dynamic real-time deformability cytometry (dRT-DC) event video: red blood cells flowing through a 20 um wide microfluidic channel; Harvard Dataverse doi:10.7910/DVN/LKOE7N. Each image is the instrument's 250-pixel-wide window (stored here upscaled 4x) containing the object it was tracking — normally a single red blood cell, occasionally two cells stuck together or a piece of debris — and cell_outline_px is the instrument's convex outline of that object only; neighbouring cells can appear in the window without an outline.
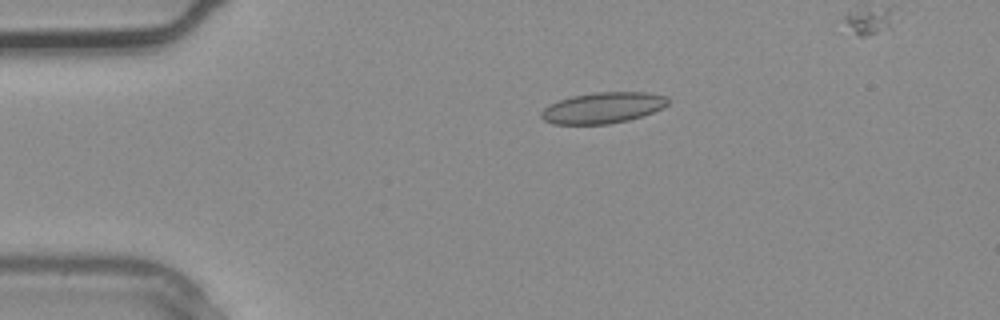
{"species": "common noctule bat (a hibernating species)", "species_latin": "Nyctalus noctula", "temperature_condition": "warm", "stored_images_in_passage": 3, "camera_frame_rate_fps": 3000, "um_per_image_px": 0.085, "animal": {"sex": "male", "body_mass_g": 20.4}, "frame": {"image": 1, "passage_image": 1, "time_ms": 0.0, "image_size_px": [1000, 320], "cell_outline_px": [[668, 104], [652, 112], [628, 120], [608, 124], [552, 124], [544, 120], [540, 116], [540, 112], [548, 104], [572, 96], [596, 92], [644, 92], [668, 96]], "centroid_in_image_um": [51.2, 9.16], "position_along_channel_um": 33.8, "area_um2": 22.77}}
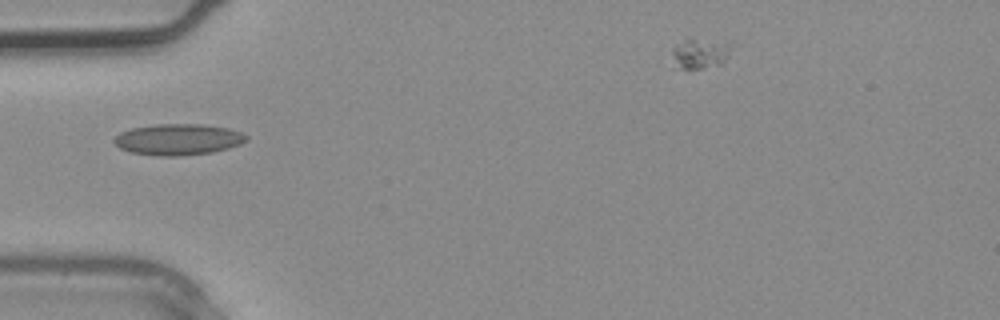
{"frame": {"image": 2, "passage_image": 2, "time_ms": 0.333, "image_size_px": [1000, 320], "cell_outline_px": [[248, 140], [240, 144], [228, 148], [212, 152], [176, 156], [160, 156], [128, 152], [120, 148], [112, 140], [120, 132], [132, 128], [156, 124], [204, 124], [228, 128], [240, 132], [248, 136]], "centroid_in_image_um": [15.13, 11.85], "position_along_channel_um": 69.9, "area_um2": 24.04}}